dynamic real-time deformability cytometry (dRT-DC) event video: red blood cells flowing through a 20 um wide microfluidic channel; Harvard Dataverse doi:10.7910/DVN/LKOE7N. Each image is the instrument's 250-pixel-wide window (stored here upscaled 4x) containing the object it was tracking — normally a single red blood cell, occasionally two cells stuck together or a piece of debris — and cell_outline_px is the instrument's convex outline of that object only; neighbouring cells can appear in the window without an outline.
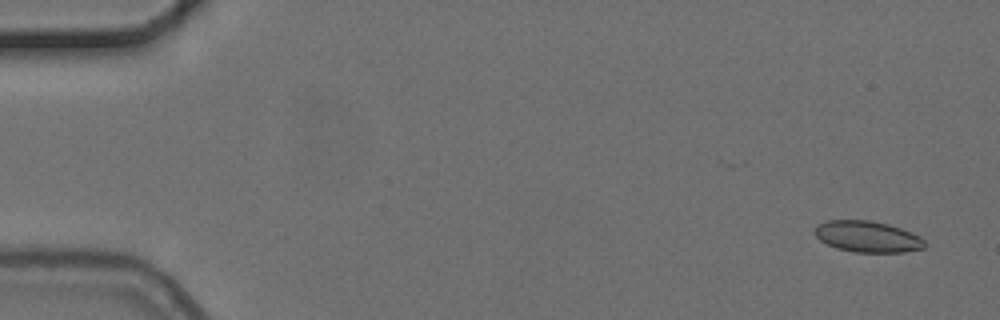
{"species": "common noctule bat (a hibernating species)", "species_latin": "Nyctalus noctula", "temperature_condition": "cold", "stored_images_in_passage": 4, "camera_frame_rate_fps": 3000, "um_per_image_px": 0.085, "animal": {"sex": "female", "body_mass_g": 24.6, "forearm_length_mm": 56.2}, "frame": {"image": 1, "passage_image": 1, "time_ms": 0.0, "image_size_px": [1000, 320], "cell_outline_px": [[924, 248], [904, 252], [852, 252], [836, 248], [820, 240], [816, 236], [816, 224], [828, 220], [872, 220], [888, 224], [900, 228], [920, 236], [924, 240]], "centroid_in_image_um": [73.73, 20.11], "position_along_channel_um": 11.3, "area_um2": 19.94}}
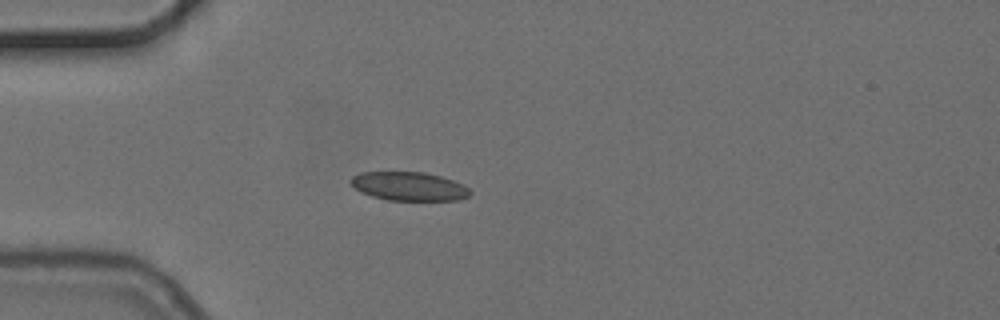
{"frame": {"image": 2, "passage_image": 4, "time_ms": 4.333, "image_size_px": [1000, 320], "cell_outline_px": [[472, 192], [468, 196], [460, 200], [388, 200], [372, 196], [360, 192], [348, 180], [352, 176], [360, 172], [424, 172], [440, 176], [464, 184]], "centroid_in_image_um": [34.76, 15.83], "position_along_channel_um": 50.2, "area_um2": 20.0}}